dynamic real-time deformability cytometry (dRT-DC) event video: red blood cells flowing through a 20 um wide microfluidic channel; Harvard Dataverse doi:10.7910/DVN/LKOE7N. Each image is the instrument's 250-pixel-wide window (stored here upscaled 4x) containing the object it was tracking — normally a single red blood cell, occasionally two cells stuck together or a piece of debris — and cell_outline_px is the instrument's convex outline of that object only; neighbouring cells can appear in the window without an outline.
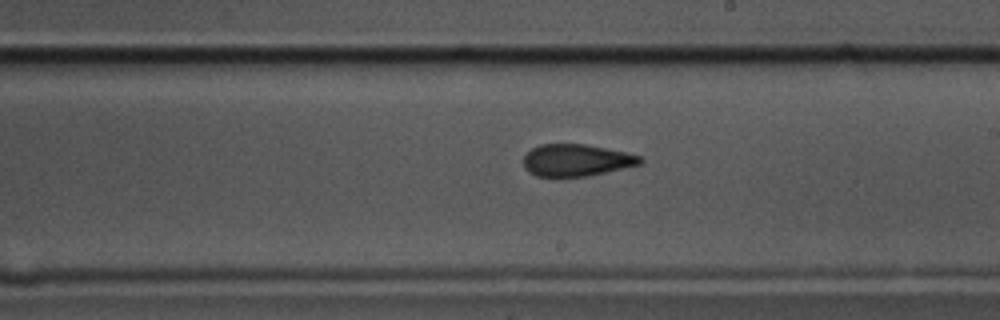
{"species": "common noctule bat (a hibernating species)", "species_latin": "Nyctalus noctula", "temperature_condition": "cold", "stored_images_in_passage": 57, "segment_of_instrument_passage": [1, 2], "camera_frame_rate_fps": 3000, "um_per_image_px": 0.085, "animal": {"sex": "male", "body_mass_g": 17.5, "forearm_length_mm": 52.3}, "frame": {"image": 1, "passage_image": 32, "time_ms": 10.333, "image_size_px": [1000, 320], "cell_outline_px": [[644, 160], [640, 164], [588, 176], [536, 176], [528, 172], [524, 168], [524, 152], [540, 144], [584, 144], [628, 152], [640, 156]], "centroid_in_image_um": [48.96, 13.61], "position_along_channel_um": 240.0, "area_um2": 21.79}}
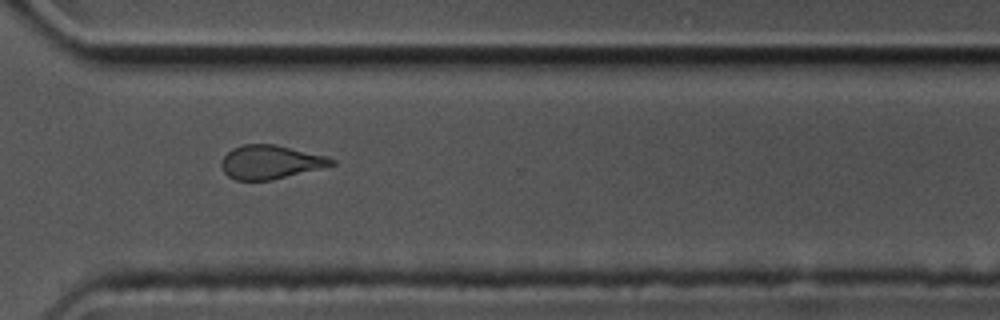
{"frame": {"image": 2, "passage_image": 41, "time_ms": 13.333, "image_size_px": [1000, 320], "cell_outline_px": [[336, 164], [272, 180], [236, 180], [228, 176], [224, 172], [220, 164], [224, 156], [232, 148], [244, 144], [276, 144], [328, 156], [336, 160]], "centroid_in_image_um": [22.99, 13.77], "position_along_channel_um": 347.6, "area_um2": 21.68}}
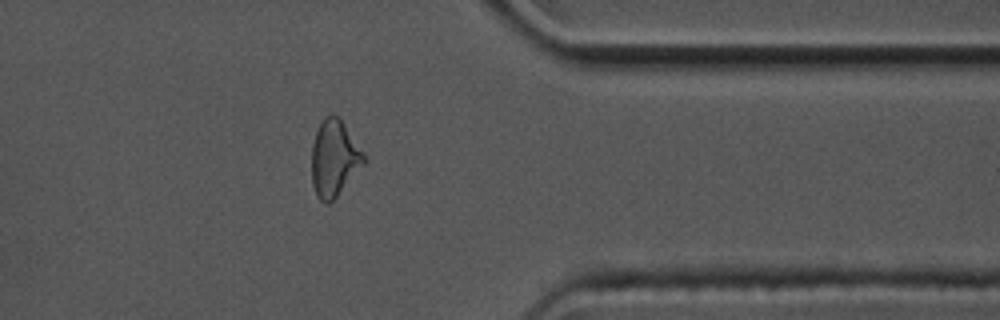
{"frame": {"image": 3, "passage_image": 45, "time_ms": 14.667, "image_size_px": [1000, 320], "cell_outline_px": [[364, 164], [336, 196], [328, 204], [324, 204], [316, 196], [312, 184], [312, 144], [320, 120], [324, 116], [340, 116], [364, 152]], "centroid_in_image_um": [28.39, 13.43], "position_along_channel_um": 383.0, "area_um2": 23.24}}